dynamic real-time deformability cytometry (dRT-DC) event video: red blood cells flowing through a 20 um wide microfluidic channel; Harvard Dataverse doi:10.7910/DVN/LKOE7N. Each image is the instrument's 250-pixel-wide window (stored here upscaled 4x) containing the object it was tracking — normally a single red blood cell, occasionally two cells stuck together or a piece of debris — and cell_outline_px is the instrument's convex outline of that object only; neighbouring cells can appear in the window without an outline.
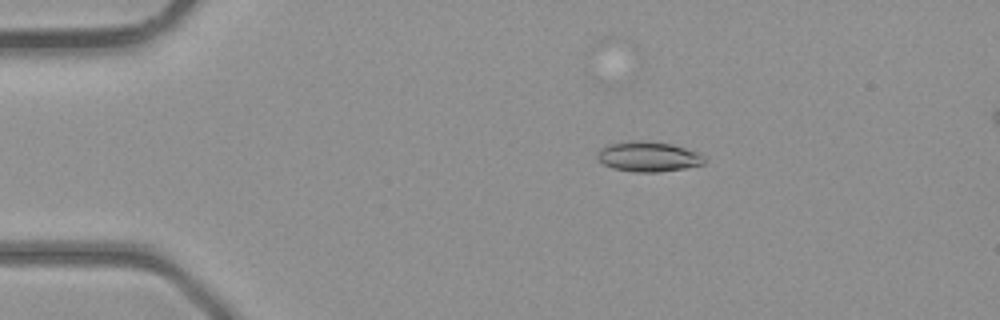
{"species": "common noctule bat (a hibernating species)", "species_latin": "Nyctalus noctula", "temperature_condition": "room temperature", "stored_images_in_passage": 4, "camera_frame_rate_fps": 3000, "um_per_image_px": 0.085, "animal": {"sex": "male", "body_mass_g": 23.1, "forearm_length_mm": 52.7}, "frame": {"image": 1, "passage_image": 2, "time_ms": 1.333, "image_size_px": [1000, 320], "cell_outline_px": [[708, 160], [704, 164], [684, 168], [660, 172], [636, 172], [612, 168], [604, 164], [596, 156], [596, 152], [600, 148], [608, 144], [632, 140], [640, 140], [672, 144], [700, 152]], "centroid_in_image_um": [55.13, 13.3], "position_along_channel_um": 29.9, "area_um2": 19.02}}